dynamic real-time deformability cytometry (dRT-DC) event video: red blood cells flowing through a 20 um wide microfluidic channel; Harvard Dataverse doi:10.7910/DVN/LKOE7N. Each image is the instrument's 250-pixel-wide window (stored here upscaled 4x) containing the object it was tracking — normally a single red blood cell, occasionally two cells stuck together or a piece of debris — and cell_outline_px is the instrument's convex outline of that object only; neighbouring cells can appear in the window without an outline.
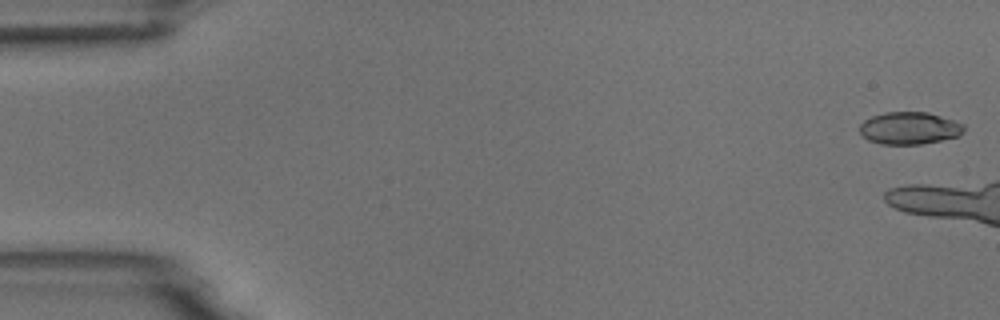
{"species": "common noctule bat (a hibernating species)", "species_latin": "Nyctalus noctula", "temperature_condition": "room temperature", "stored_images_in_passage": 6, "camera_frame_rate_fps": 3000, "um_per_image_px": 0.085, "animal": {"sex": "male", "body_mass_g": 18.8}, "frame": {"image": 1, "passage_image": 1, "time_ms": 0.0, "image_size_px": [1000, 320], "cell_outline_px": [[964, 128], [960, 136], [920, 144], [880, 144], [868, 140], [860, 132], [860, 124], [864, 120], [872, 116], [884, 112], [928, 112], [964, 124]], "centroid_in_image_um": [77.28, 10.89], "position_along_channel_um": 7.7, "area_um2": 19.54}}